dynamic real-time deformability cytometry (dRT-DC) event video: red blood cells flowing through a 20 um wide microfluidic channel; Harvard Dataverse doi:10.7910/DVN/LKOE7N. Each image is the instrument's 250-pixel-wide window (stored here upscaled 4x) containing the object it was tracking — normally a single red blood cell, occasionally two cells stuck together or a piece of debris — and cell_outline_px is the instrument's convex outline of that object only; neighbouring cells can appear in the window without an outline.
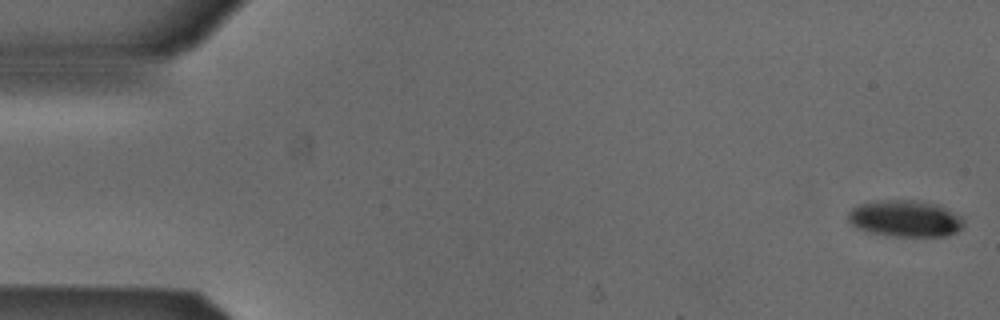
{"species": "Egyptian fruit bat (a non-hibernating species)", "species_latin": "Rousettus aegyptiacus", "temperature_condition": "cold", "stored_images_in_passage": 51, "camera_frame_rate_fps": 3000, "um_per_image_px": 0.085, "animal": {"sex": "male"}, "frame": {"image": 1, "passage_image": 1, "time_ms": 0.0, "image_size_px": [1000, 320], "cell_outline_px": [[964, 228], [948, 236], [892, 236], [872, 232], [856, 228], [848, 220], [848, 212], [852, 208], [860, 204], [876, 200], [920, 200], [936, 204], [960, 216], [964, 220]], "centroid_in_image_um": [76.95, 18.57], "position_along_channel_um": 8.1, "area_um2": 24.68}}
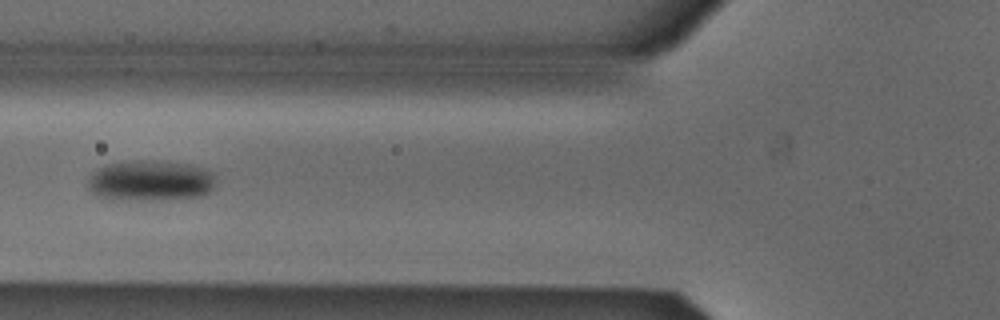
{"frame": {"image": 2, "passage_image": 20, "time_ms": 6.333, "image_size_px": [1000, 320], "cell_outline_px": [[216, 184], [208, 192], [200, 196], [160, 200], [112, 200], [96, 196], [88, 188], [88, 180], [92, 172], [96, 168], [108, 164], [136, 160], [144, 160], [188, 164], [212, 172], [216, 180]], "centroid_in_image_um": [12.74, 15.38], "position_along_channel_um": 113.1, "area_um2": 30.52}}
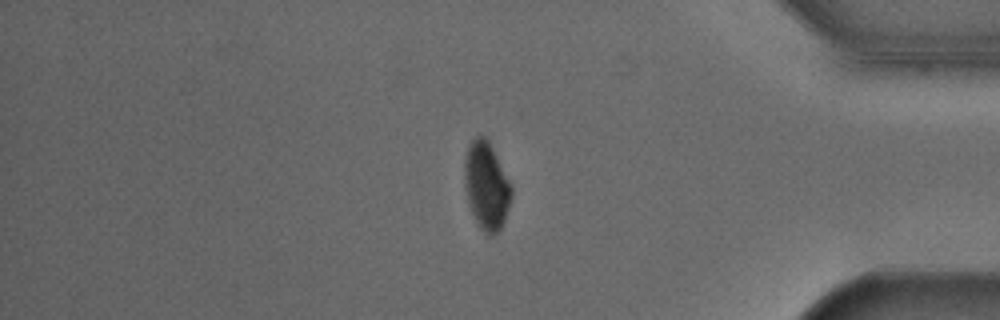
{"frame": {"image": 3, "passage_image": 44, "time_ms": 14.333, "image_size_px": [1000, 320], "cell_outline_px": [[512, 196], [504, 220], [500, 228], [492, 236], [488, 236], [480, 228], [472, 212], [468, 200], [464, 184], [464, 160], [468, 144], [476, 136], [484, 136], [488, 140], [512, 184]], "centroid_in_image_um": [41.34, 15.77], "position_along_channel_um": 393.9, "area_um2": 23.93}, "authors_computed_cell_mechanics": {"area_um2": 27.166, "velocity_mm_per_s": 3.882, "shape_relaxation_time_tau1_ms": 6.4364, "shape_relaxation_time_tau2_ms": null, "deformation_change_tau1": 0.118, "deformation_change_tau2": null}}